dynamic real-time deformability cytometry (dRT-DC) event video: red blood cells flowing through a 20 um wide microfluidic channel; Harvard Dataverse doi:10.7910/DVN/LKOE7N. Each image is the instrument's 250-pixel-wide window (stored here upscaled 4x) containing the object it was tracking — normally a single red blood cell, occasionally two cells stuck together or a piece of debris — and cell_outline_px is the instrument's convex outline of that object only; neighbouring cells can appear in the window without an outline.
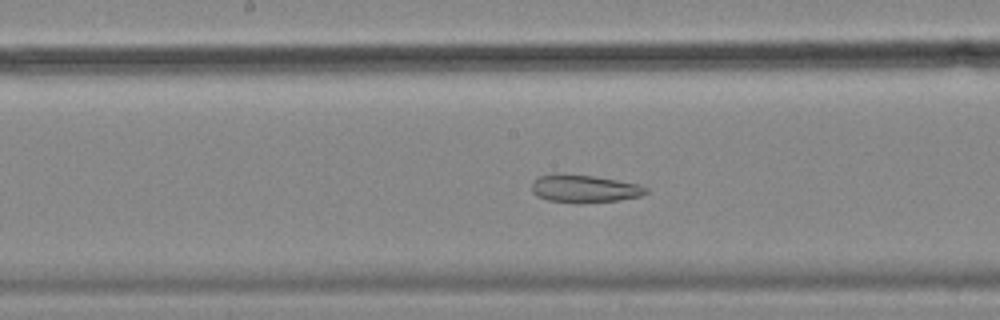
{"species": "common noctule bat (a hibernating species)", "species_latin": "Nyctalus noctula", "temperature_condition": "cold", "stored_images_in_passage": 56, "camera_frame_rate_fps": 3000, "um_per_image_px": 0.085, "animal": {"sex": "female", "body_mass_g": 18.4}, "frame": {"image": 1, "passage_image": 29, "time_ms": 9.333, "image_size_px": [1000, 320], "cell_outline_px": [[648, 192], [640, 196], [620, 200], [580, 204], [576, 204], [548, 200], [536, 196], [532, 192], [532, 180], [540, 176], [592, 176], [640, 184], [648, 188]], "centroid_in_image_um": [49.71, 16.09], "position_along_channel_um": 198.5, "area_um2": 18.15}}
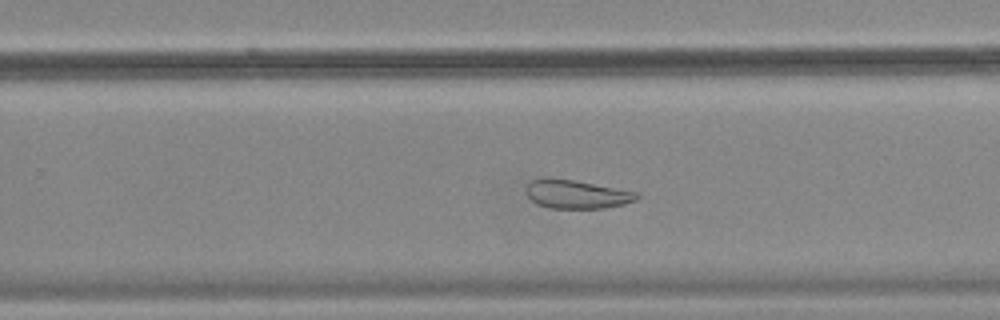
{"frame": {"image": 2, "passage_image": 36, "time_ms": 11.667, "image_size_px": [1000, 320], "cell_outline_px": [[640, 196], [636, 200], [624, 204], [604, 208], [552, 208], [536, 204], [524, 192], [528, 184], [532, 180], [548, 176], [572, 180], [636, 192]], "centroid_in_image_um": [48.95, 16.5], "position_along_channel_um": 280.8, "area_um2": 18.38}}
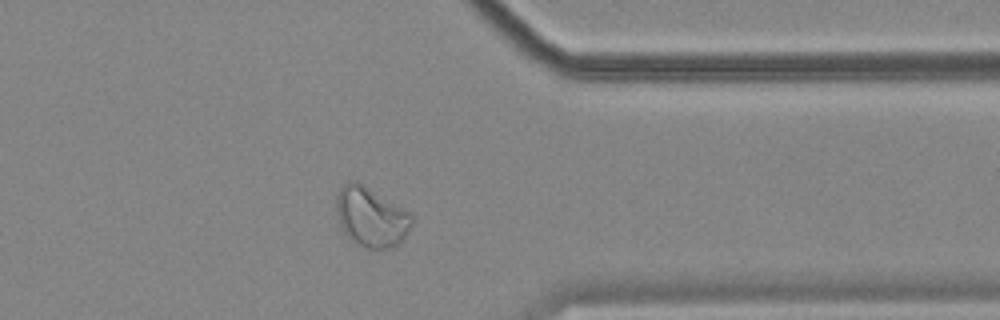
{"frame": {"image": 3, "passage_image": 45, "time_ms": 14.667, "image_size_px": [1000, 320], "cell_outline_px": [[412, 224], [404, 240], [400, 244], [388, 248], [368, 248], [356, 244], [344, 232], [340, 224], [336, 212], [336, 196], [340, 188], [348, 180], [356, 180], [408, 212], [412, 216]], "centroid_in_image_um": [31.52, 18.45], "position_along_channel_um": 379.9, "area_um2": 26.01}, "authors_computed_cell_mechanics": {"area_um2": 26.8481, "velocity_mm_per_s": 3.5378, "shape_relaxation_time_tau1_ms": null, "shape_relaxation_time_tau2_ms": 3.5026, "deformation_change_tau1": null, "deformation_change_tau2": 0.0947}}